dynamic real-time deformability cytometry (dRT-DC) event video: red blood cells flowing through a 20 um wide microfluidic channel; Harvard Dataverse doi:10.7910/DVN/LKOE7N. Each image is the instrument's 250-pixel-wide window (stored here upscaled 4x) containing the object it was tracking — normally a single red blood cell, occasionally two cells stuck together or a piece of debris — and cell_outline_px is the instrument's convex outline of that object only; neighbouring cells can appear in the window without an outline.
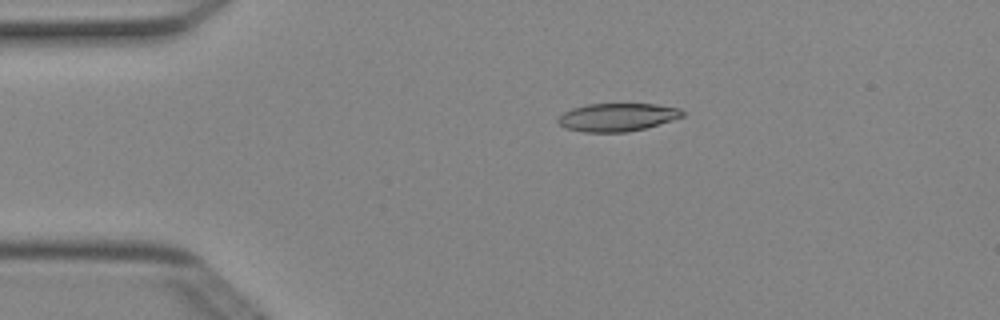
{"species": "Egyptian fruit bat (a non-hibernating species)", "species_latin": "Rousettus aegyptiacus", "temperature_condition": "cold", "stored_images_in_passage": 4, "camera_frame_rate_fps": 3000, "um_per_image_px": 0.085, "animal": {"sex": "female"}, "frame": {"image": 1, "passage_image": 3, "time_ms": 0.667, "image_size_px": [1000, 320], "cell_outline_px": [[684, 116], [672, 120], [644, 128], [628, 132], [584, 132], [564, 128], [556, 120], [564, 112], [572, 108], [588, 104], [656, 104], [680, 108], [684, 112]], "centroid_in_image_um": [52.46, 9.96], "position_along_channel_um": 32.5, "area_um2": 20.29}}